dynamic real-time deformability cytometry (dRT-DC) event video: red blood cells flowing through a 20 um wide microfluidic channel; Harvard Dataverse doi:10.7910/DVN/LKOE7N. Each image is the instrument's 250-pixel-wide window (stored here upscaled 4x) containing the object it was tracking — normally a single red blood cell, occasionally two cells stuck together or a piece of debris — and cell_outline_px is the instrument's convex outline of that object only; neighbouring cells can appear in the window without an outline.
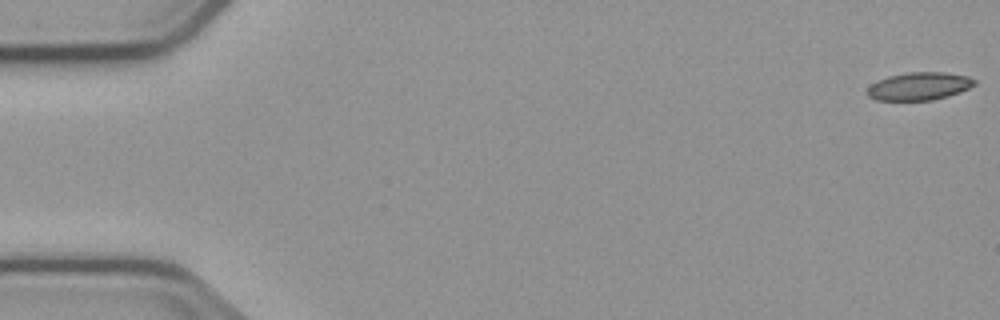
{"species": "common noctule bat (a hibernating species)", "species_latin": "Nyctalus noctula", "temperature_condition": "cold", "stored_images_in_passage": 5, "camera_frame_rate_fps": 3000, "um_per_image_px": 0.085, "animal": {"sex": "male", "body_mass_g": 23.1, "forearm_length_mm": 52.7}, "frame": {"image": 1, "passage_image": 1, "time_ms": 0.0, "image_size_px": [1000, 320], "cell_outline_px": [[976, 84], [960, 92], [948, 96], [932, 100], [876, 100], [868, 96], [868, 88], [872, 84], [888, 76], [908, 72], [944, 72], [968, 76], [976, 80]], "centroid_in_image_um": [78.16, 7.32], "position_along_channel_um": 6.8, "area_um2": 17.28}}
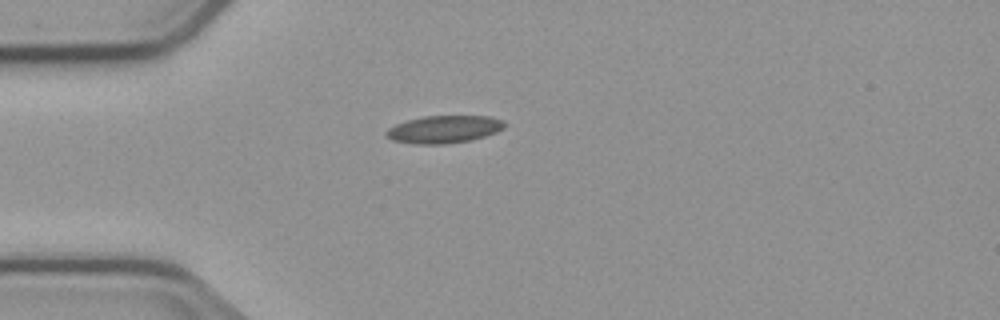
{"frame": {"image": 2, "passage_image": 5, "time_ms": 4.667, "image_size_px": [1000, 320], "cell_outline_px": [[504, 128], [496, 132], [472, 140], [444, 144], [416, 144], [392, 140], [384, 132], [388, 128], [396, 124], [408, 120], [424, 116], [488, 116], [504, 120]], "centroid_in_image_um": [37.74, 10.99], "position_along_channel_um": 47.3, "area_um2": 18.9}}